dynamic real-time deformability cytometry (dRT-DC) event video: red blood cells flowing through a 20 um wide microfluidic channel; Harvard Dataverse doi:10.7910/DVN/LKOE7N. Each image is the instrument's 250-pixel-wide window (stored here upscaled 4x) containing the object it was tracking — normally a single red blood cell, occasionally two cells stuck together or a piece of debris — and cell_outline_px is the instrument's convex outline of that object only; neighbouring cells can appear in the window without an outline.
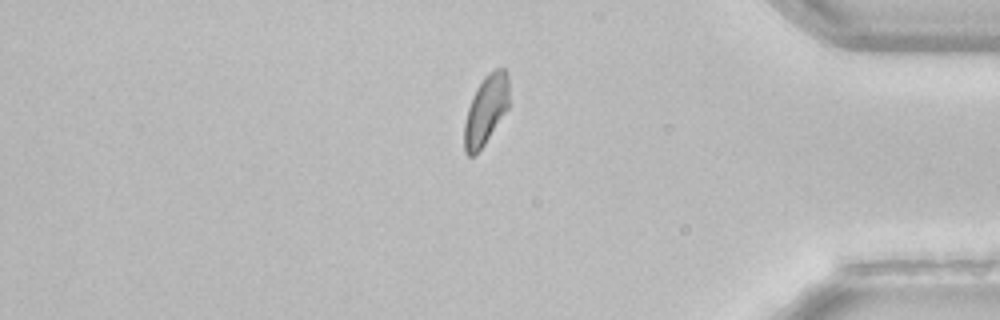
{"species": "common noctule bat (a hibernating species)", "species_latin": "Nyctalus noctula", "temperature_condition": "room temperature", "stored_images_in_passage": 38, "camera_frame_rate_fps": 3000, "um_per_image_px": 0.085, "animal": {"sex": "female", "body_mass_g": 22.7, "forearm_length_mm": 54.2}, "frame": {"image": 1, "passage_image": 33, "time_ms": 10.667, "image_size_px": [1000, 320], "cell_outline_px": [[508, 108], [484, 144], [472, 156], [468, 156], [464, 152], [464, 124], [468, 108], [472, 96], [476, 88], [484, 76], [496, 68], [504, 68], [508, 76]], "centroid_in_image_um": [41.28, 9.33], "position_along_channel_um": 393.9, "area_um2": 17.86}}